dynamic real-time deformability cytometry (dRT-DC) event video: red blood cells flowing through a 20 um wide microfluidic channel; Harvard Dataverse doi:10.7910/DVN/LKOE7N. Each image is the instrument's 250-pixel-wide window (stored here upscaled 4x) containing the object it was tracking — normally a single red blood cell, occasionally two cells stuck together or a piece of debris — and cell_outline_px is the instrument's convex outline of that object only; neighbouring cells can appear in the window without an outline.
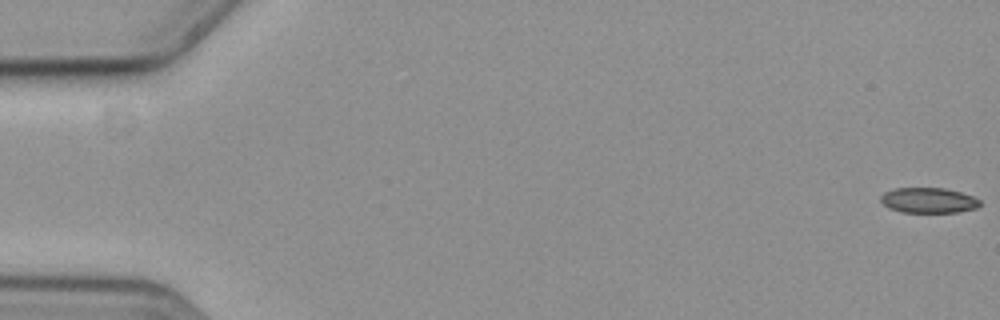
{"species": "common noctule bat (a hibernating species)", "species_latin": "Nyctalus noctula", "temperature_condition": "cold", "stored_images_in_passage": 59, "camera_frame_rate_fps": 3000, "um_per_image_px": 0.085, "animal": {"sex": "female", "body_mass_g": 19.3, "forearm_length_mm": 54.1}, "frame": {"image": 1, "passage_image": 1, "time_ms": 0.0, "image_size_px": [1000, 320], "cell_outline_px": [[980, 204], [976, 208], [956, 212], [900, 212], [888, 208], [880, 200], [880, 196], [884, 192], [896, 188], [944, 188], [960, 192], [972, 196], [980, 200]], "centroid_in_image_um": [78.89, 17.03], "position_along_channel_um": 6.1, "area_um2": 14.57}}
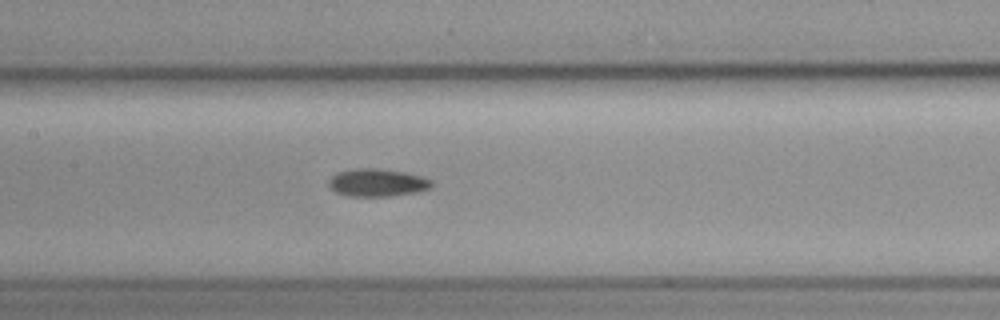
{"frame": {"image": 2, "passage_image": 29, "time_ms": 9.333, "image_size_px": [1000, 320], "cell_outline_px": [[432, 188], [416, 192], [388, 196], [348, 196], [336, 192], [328, 184], [328, 180], [332, 176], [340, 172], [356, 168], [376, 168], [404, 172], [424, 176], [432, 180]], "centroid_in_image_um": [32.1, 15.52], "position_along_channel_um": 175.3, "area_um2": 16.59}}
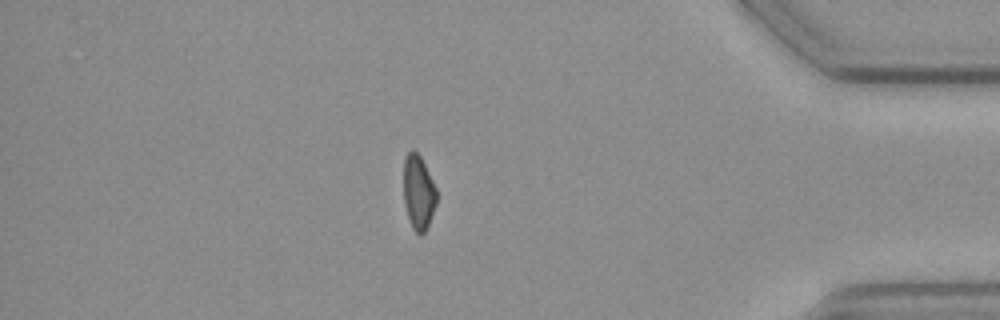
{"frame": {"image": 3, "passage_image": 51, "time_ms": 16.667, "image_size_px": [1000, 320], "cell_outline_px": [[436, 204], [428, 224], [424, 232], [420, 236], [412, 228], [404, 204], [404, 156], [412, 148], [420, 156], [436, 188]], "centroid_in_image_um": [35.55, 16.34], "position_along_channel_um": 399.7, "area_um2": 14.16}, "authors_computed_cell_mechanics": {"area_um2": 15.6638, "velocity_mm_per_s": 3.5943, "shape_relaxation_time_tau1_ms": 4.3154, "shape_relaxation_time_tau2_ms": null, "deformation_change_tau1": 0.0817, "deformation_change_tau2": null}}